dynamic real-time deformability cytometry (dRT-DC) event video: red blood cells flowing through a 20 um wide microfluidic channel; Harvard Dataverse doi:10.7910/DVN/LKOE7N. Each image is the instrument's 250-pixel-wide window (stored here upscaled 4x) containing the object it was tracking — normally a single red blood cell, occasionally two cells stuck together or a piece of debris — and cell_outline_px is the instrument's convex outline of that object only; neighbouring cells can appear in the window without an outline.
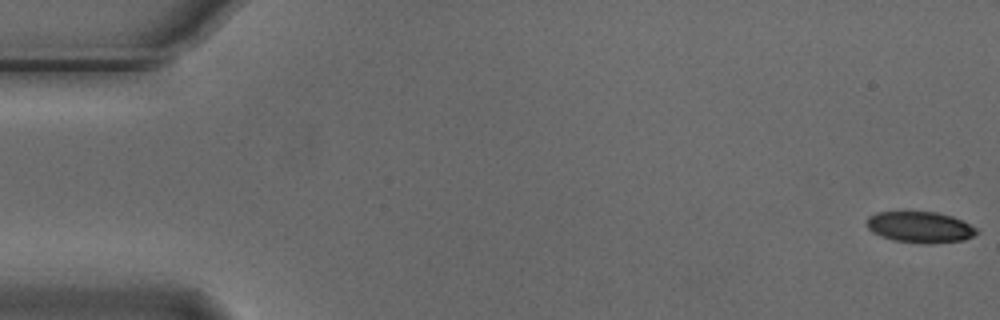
{"species": "Egyptian fruit bat (a non-hibernating species)", "species_latin": "Rousettus aegyptiacus", "temperature_condition": "cold", "stored_images_in_passage": 5, "camera_frame_rate_fps": 3000, "um_per_image_px": 0.085, "animal": {"sex": "male"}, "frame": {"image": 1, "passage_image": 1, "time_ms": 0.0, "image_size_px": [1000, 320], "cell_outline_px": [[980, 232], [964, 240], [932, 244], [924, 244], [892, 240], [880, 236], [872, 232], [868, 228], [868, 216], [876, 212], [936, 212], [952, 216], [964, 220], [976, 228]], "centroid_in_image_um": [78.23, 19.31], "position_along_channel_um": 6.8, "area_um2": 20.11}}
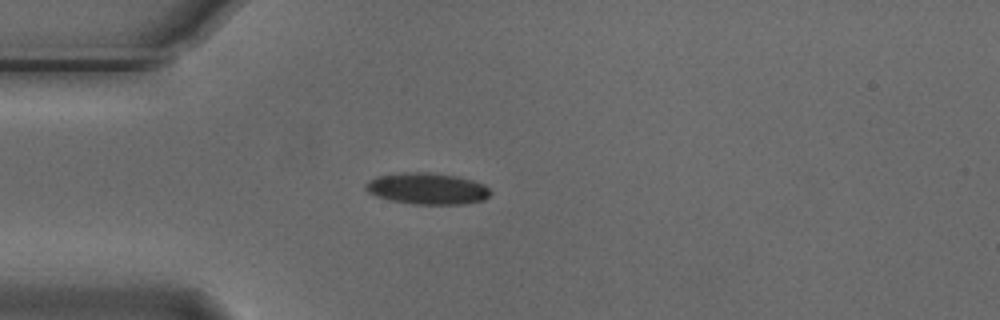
{"frame": {"image": 2, "passage_image": 5, "time_ms": 1.333, "image_size_px": [1000, 320], "cell_outline_px": [[492, 192], [484, 200], [468, 204], [412, 204], [388, 200], [376, 196], [368, 192], [364, 188], [364, 184], [368, 180], [376, 176], [404, 172], [428, 172], [456, 176], [472, 180], [484, 184]], "centroid_in_image_um": [36.29, 16.03], "position_along_channel_um": 48.7, "area_um2": 23.12}}